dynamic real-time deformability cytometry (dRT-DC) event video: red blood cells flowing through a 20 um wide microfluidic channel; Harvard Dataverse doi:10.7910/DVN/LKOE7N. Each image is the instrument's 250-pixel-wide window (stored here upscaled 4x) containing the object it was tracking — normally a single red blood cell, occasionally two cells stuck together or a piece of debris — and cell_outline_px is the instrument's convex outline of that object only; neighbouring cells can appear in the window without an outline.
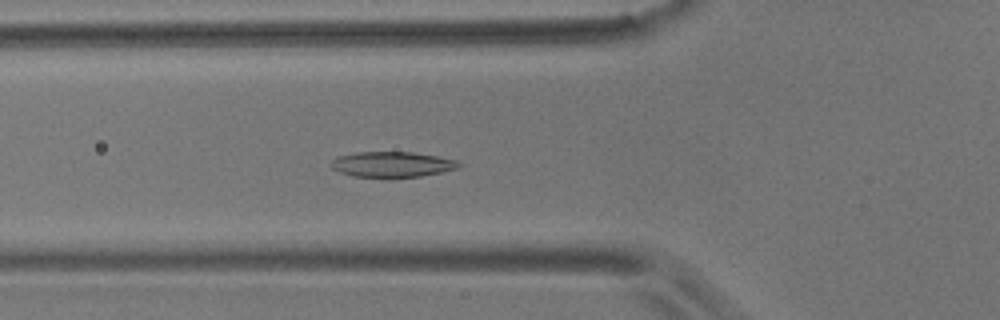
{"species": "common noctule bat (a hibernating species)", "species_latin": "Nyctalus noctula", "temperature_condition": "room temperature", "stored_images_in_passage": 5, "camera_frame_rate_fps": 3000, "um_per_image_px": 0.085, "animal": {"sex": "male", "body_mass_g": 17.9}, "frame": {"image": 1, "passage_image": 5, "time_ms": 5.667, "image_size_px": [1000, 320], "cell_outline_px": [[460, 164], [456, 168], [440, 172], [420, 176], [352, 176], [340, 172], [332, 168], [328, 164], [336, 156], [356, 152], [412, 152], [436, 156], [456, 160]], "centroid_in_image_um": [33.25, 13.95], "position_along_channel_um": 92.6, "area_um2": 18.55}}